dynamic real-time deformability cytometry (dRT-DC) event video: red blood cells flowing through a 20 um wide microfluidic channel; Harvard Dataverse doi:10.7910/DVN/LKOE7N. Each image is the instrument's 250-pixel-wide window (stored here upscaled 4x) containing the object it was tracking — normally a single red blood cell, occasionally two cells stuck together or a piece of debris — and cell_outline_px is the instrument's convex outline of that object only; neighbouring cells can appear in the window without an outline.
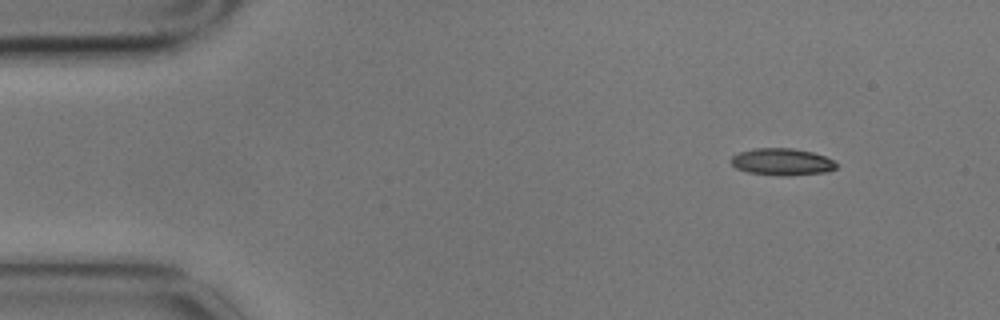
{"species": "common noctule bat (a hibernating species)", "species_latin": "Nyctalus noctula", "temperature_condition": "cold", "stored_images_in_passage": 4, "camera_frame_rate_fps": 3000, "um_per_image_px": 0.085, "animal": {"sex": "male", "body_mass_g": 17.9}, "frame": {"image": 1, "passage_image": 1, "time_ms": 0.0, "image_size_px": [1000, 320], "cell_outline_px": [[836, 168], [828, 172], [788, 176], [784, 176], [748, 172], [736, 168], [728, 160], [732, 156], [740, 152], [756, 148], [792, 148], [812, 152], [824, 156], [832, 160], [836, 164]], "centroid_in_image_um": [66.46, 13.76], "position_along_channel_um": 18.5, "area_um2": 16.53}}
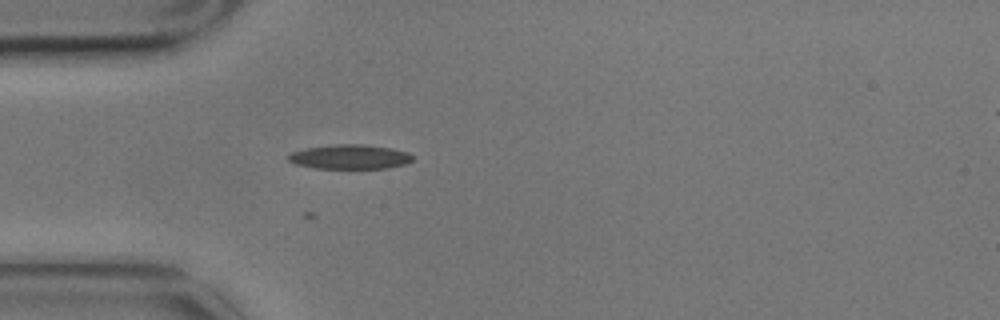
{"frame": {"image": 2, "passage_image": 4, "time_ms": 1.0, "image_size_px": [1000, 320], "cell_outline_px": [[412, 160], [404, 164], [388, 168], [316, 168], [296, 164], [288, 160], [288, 156], [292, 152], [304, 148], [332, 144], [364, 144], [392, 148], [408, 152], [412, 156]], "centroid_in_image_um": [29.73, 13.32], "position_along_channel_um": 55.3, "area_um2": 17.69}}